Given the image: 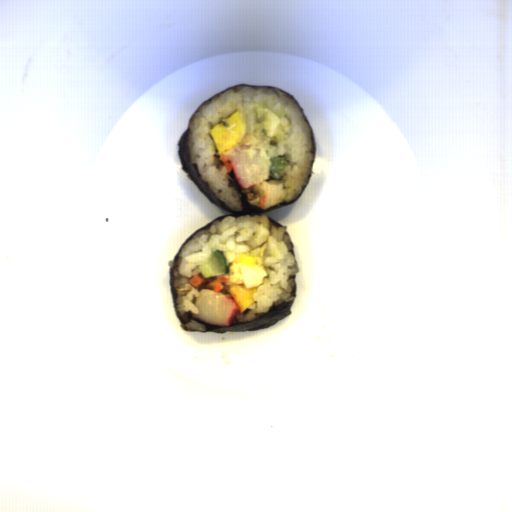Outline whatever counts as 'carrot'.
Returning <instances> with one entry per match:
<instances>
[{"mask_svg": "<svg viewBox=\"0 0 512 512\" xmlns=\"http://www.w3.org/2000/svg\"><path fill=\"white\" fill-rule=\"evenodd\" d=\"M200 274L204 277L218 276L226 274L227 261L226 256L218 251L212 252L199 267Z\"/></svg>", "mask_w": 512, "mask_h": 512, "instance_id": "1", "label": "carrot"}, {"mask_svg": "<svg viewBox=\"0 0 512 512\" xmlns=\"http://www.w3.org/2000/svg\"><path fill=\"white\" fill-rule=\"evenodd\" d=\"M187 281L196 288L204 285V287H212V290L215 292H221L224 288L223 283L229 281V279L225 276V274L222 273L215 275L214 280H208V277H205L199 273L193 274Z\"/></svg>", "mask_w": 512, "mask_h": 512, "instance_id": "2", "label": "carrot"}, {"mask_svg": "<svg viewBox=\"0 0 512 512\" xmlns=\"http://www.w3.org/2000/svg\"><path fill=\"white\" fill-rule=\"evenodd\" d=\"M219 161L222 165L225 166L226 170L229 172L231 170H233L232 168V165H231V162H230V158H229V154H228V151L226 153H223V154H219Z\"/></svg>", "mask_w": 512, "mask_h": 512, "instance_id": "3", "label": "carrot"}, {"mask_svg": "<svg viewBox=\"0 0 512 512\" xmlns=\"http://www.w3.org/2000/svg\"><path fill=\"white\" fill-rule=\"evenodd\" d=\"M259 204H260V207H265L266 205V194H262L259 198Z\"/></svg>", "mask_w": 512, "mask_h": 512, "instance_id": "4", "label": "carrot"}, {"mask_svg": "<svg viewBox=\"0 0 512 512\" xmlns=\"http://www.w3.org/2000/svg\"><path fill=\"white\" fill-rule=\"evenodd\" d=\"M246 196H247V198H249V199L251 200V199H253V198H254V196H255V192H251V191H249V192H247V193H246Z\"/></svg>", "mask_w": 512, "mask_h": 512, "instance_id": "5", "label": "carrot"}]
</instances>
